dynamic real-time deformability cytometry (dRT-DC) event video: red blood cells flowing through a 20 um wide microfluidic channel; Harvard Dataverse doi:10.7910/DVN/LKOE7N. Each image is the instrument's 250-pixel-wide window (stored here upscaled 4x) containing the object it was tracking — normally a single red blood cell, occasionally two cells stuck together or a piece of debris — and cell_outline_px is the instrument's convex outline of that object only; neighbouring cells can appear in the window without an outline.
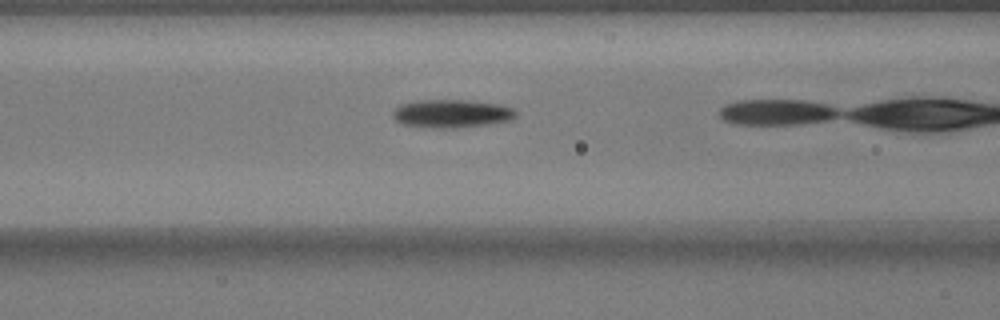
{"species": "common noctule bat (a hibernating species)", "species_latin": "Nyctalus noctula", "temperature_condition": "warm", "stored_images_in_passage": 10, "camera_frame_rate_fps": 3000, "um_per_image_px": 0.085, "animal": {"sex": "male", "body_mass_g": 17.9}, "frame": {"image": 1, "passage_image": 4, "time_ms": 1.0, "image_size_px": [1000, 320], "cell_outline_px": [[516, 116], [512, 120], [488, 124], [452, 128], [432, 128], [404, 124], [396, 120], [392, 116], [392, 112], [400, 104], [416, 100], [464, 100], [500, 104], [512, 108], [516, 112]], "centroid_in_image_um": [38.38, 9.65], "position_along_channel_um": 128.2, "area_um2": 20.17}}
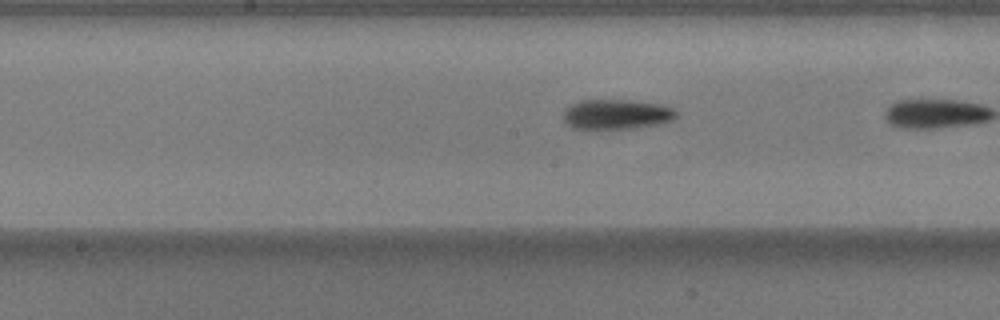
{"frame": {"image": 2, "passage_image": 9, "time_ms": 2.667, "image_size_px": [1000, 320], "cell_outline_px": [[680, 112], [672, 120], [656, 124], [632, 128], [588, 132], [572, 128], [564, 120], [564, 112], [572, 104], [580, 100], [632, 100], [660, 104], [672, 108]], "centroid_in_image_um": [52.36, 9.75], "position_along_channel_um": 195.8, "area_um2": 20.29}}